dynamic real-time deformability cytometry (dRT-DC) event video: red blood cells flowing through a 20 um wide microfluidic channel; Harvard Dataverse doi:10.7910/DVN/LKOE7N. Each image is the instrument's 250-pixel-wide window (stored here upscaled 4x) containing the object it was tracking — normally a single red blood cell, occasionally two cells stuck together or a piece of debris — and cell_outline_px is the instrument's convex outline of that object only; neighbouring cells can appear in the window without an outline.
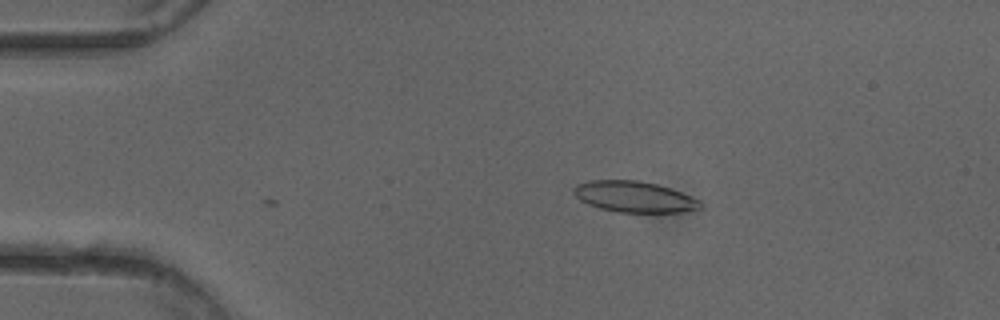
{"species": "common noctule bat (a hibernating species)", "species_latin": "Nyctalus noctula", "temperature_condition": "cold", "stored_images_in_passage": 7, "camera_frame_rate_fps": 3000, "um_per_image_px": 0.085, "animal": {"sex": "female"}, "frame": {"image": 1, "passage_image": 7, "time_ms": 2.0, "image_size_px": [1000, 320], "cell_outline_px": [[704, 208], [680, 212], [616, 212], [600, 208], [588, 204], [580, 200], [572, 192], [572, 188], [576, 184], [588, 180], [640, 180], [656, 184], [680, 192], [700, 200], [704, 204]], "centroid_in_image_um": [53.9, 16.72], "position_along_channel_um": 31.1, "area_um2": 23.0}}